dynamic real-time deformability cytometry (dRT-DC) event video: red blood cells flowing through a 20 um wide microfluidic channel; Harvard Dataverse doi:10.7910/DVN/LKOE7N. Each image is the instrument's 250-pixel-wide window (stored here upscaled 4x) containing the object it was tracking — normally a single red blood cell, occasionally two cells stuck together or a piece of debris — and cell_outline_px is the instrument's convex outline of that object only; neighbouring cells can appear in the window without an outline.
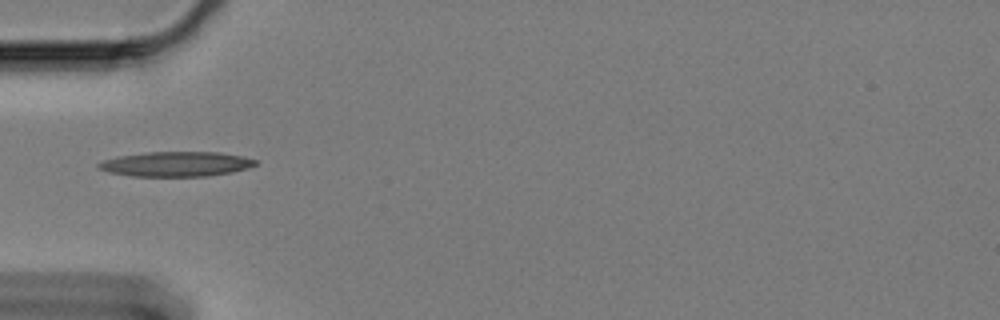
{"species": "Egyptian fruit bat (a non-hibernating species)", "species_latin": "Rousettus aegyptiacus", "temperature_condition": "cold", "stored_images_in_passage": 42, "camera_frame_rate_fps": 3000, "um_per_image_px": 0.085, "animal": {"sex": "female"}, "frame": {"image": 1, "passage_image": 1, "time_ms": 0.0, "image_size_px": [1000, 320], "cell_outline_px": [[256, 164], [248, 168], [232, 172], [208, 176], [132, 176], [108, 172], [96, 168], [96, 164], [104, 160], [120, 156], [148, 152], [220, 152], [240, 156], [256, 160]], "centroid_in_image_um": [14.94, 13.95], "position_along_channel_um": 70.1, "area_um2": 22.6}}
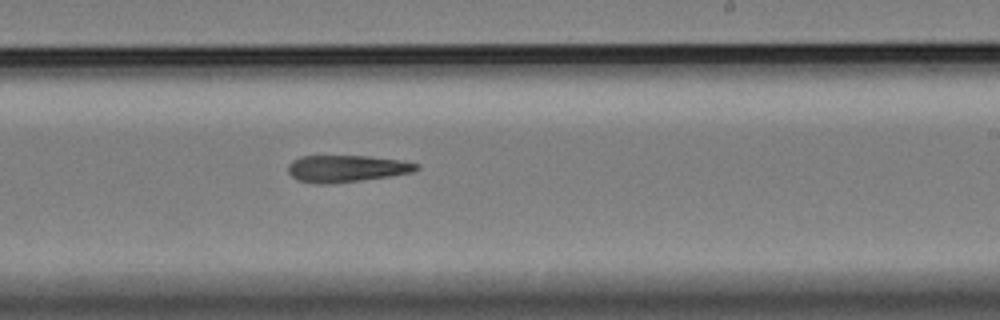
{"frame": {"image": 2, "passage_image": 18, "time_ms": 5.667, "image_size_px": [1000, 320], "cell_outline_px": [[420, 168], [412, 172], [388, 176], [332, 184], [316, 184], [296, 180], [288, 172], [288, 164], [292, 160], [300, 156], [368, 156], [400, 160], [420, 164]], "centroid_in_image_um": [29.41, 14.33], "position_along_channel_um": 259.6, "area_um2": 20.17}}
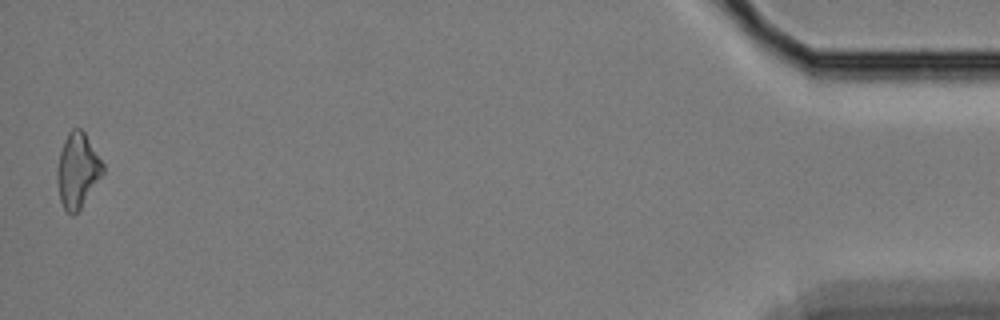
{"frame": {"image": 3, "passage_image": 41, "time_ms": 13.333, "image_size_px": [1000, 320], "cell_outline_px": [[104, 172], [80, 208], [72, 216], [64, 208], [60, 200], [56, 180], [56, 168], [60, 152], [64, 140], [68, 132], [72, 128], [80, 128], [84, 132], [104, 164]], "centroid_in_image_um": [6.57, 14.47], "position_along_channel_um": 428.6, "area_um2": 19.77}}